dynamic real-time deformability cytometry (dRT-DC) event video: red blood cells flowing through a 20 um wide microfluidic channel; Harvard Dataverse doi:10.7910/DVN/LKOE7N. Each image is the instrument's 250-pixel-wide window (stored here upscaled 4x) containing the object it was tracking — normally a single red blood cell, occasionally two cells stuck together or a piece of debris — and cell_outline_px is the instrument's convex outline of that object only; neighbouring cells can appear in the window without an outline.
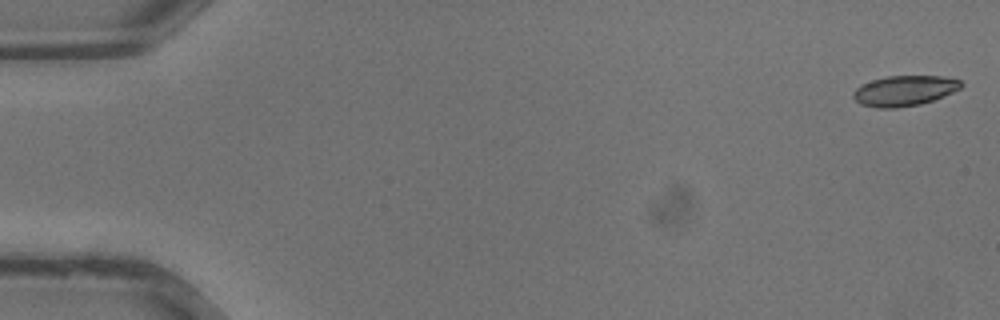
{"species": "common noctule bat (a hibernating species)", "species_latin": "Nyctalus noctula", "temperature_condition": "warm", "stored_images_in_passage": 35, "camera_frame_rate_fps": 3000, "um_per_image_px": 0.085, "animal": {"sex": "male", "body_mass_g": 13.3}, "frame": {"image": 1, "passage_image": 1, "time_ms": 0.0, "image_size_px": [1000, 320], "cell_outline_px": [[964, 84], [960, 88], [952, 92], [932, 100], [920, 104], [896, 108], [876, 108], [860, 104], [852, 96], [852, 92], [860, 84], [872, 80], [888, 76], [940, 76], [960, 80]], "centroid_in_image_um": [76.83, 7.71], "position_along_channel_um": 8.2, "area_um2": 19.02}}
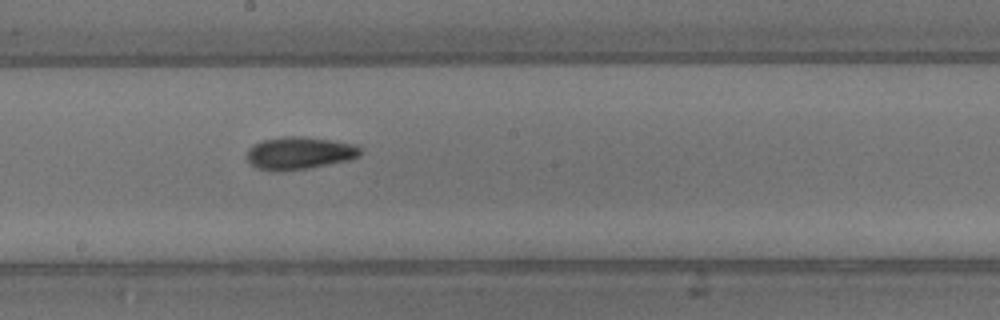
{"frame": {"image": 2, "passage_image": 20, "time_ms": 6.333, "image_size_px": [1000, 320], "cell_outline_px": [[360, 156], [348, 160], [308, 168], [280, 172], [256, 168], [244, 156], [248, 148], [264, 140], [284, 136], [300, 136], [356, 144], [360, 148]], "centroid_in_image_um": [25.41, 13.02], "position_along_channel_um": 222.8, "area_um2": 21.44}}
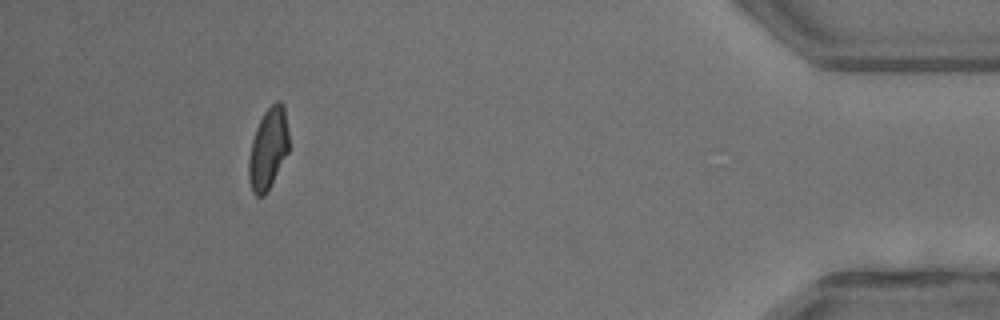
{"frame": {"image": 3, "passage_image": 33, "time_ms": 10.667, "image_size_px": [1000, 320], "cell_outline_px": [[288, 152], [268, 192], [264, 196], [256, 196], [252, 192], [248, 176], [248, 160], [252, 140], [256, 128], [264, 112], [276, 100], [280, 100], [284, 104], [288, 132]], "centroid_in_image_um": [22.79, 12.65], "position_along_channel_um": 412.4, "area_um2": 19.13}}